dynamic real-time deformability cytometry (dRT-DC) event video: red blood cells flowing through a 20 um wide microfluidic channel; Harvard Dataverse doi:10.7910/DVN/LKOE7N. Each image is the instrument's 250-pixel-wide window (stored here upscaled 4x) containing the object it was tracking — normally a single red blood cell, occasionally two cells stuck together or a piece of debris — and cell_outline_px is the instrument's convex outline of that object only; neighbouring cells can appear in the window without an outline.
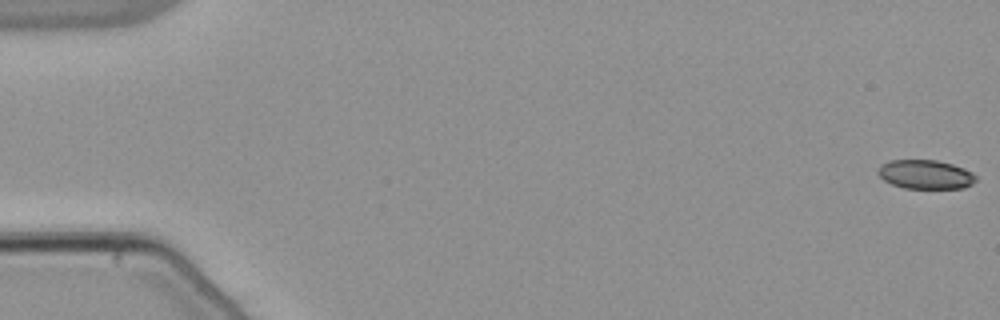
{"species": "common noctule bat (a hibernating species)", "species_latin": "Nyctalus noctula", "temperature_condition": "warm", "stored_images_in_passage": 9, "camera_frame_rate_fps": 3000, "um_per_image_px": 0.085, "animal": {"sex": "male", "body_mass_g": 21.5, "forearm_length_mm": 52.0}, "frame": {"image": 1, "passage_image": 1, "time_ms": 0.0, "image_size_px": [1000, 320], "cell_outline_px": [[976, 180], [972, 184], [964, 188], [904, 188], [892, 184], [884, 180], [876, 172], [880, 164], [888, 160], [936, 160], [952, 164], [964, 168], [972, 172], [976, 176]], "centroid_in_image_um": [78.65, 14.82], "position_along_channel_um": 6.4, "area_um2": 16.65}}